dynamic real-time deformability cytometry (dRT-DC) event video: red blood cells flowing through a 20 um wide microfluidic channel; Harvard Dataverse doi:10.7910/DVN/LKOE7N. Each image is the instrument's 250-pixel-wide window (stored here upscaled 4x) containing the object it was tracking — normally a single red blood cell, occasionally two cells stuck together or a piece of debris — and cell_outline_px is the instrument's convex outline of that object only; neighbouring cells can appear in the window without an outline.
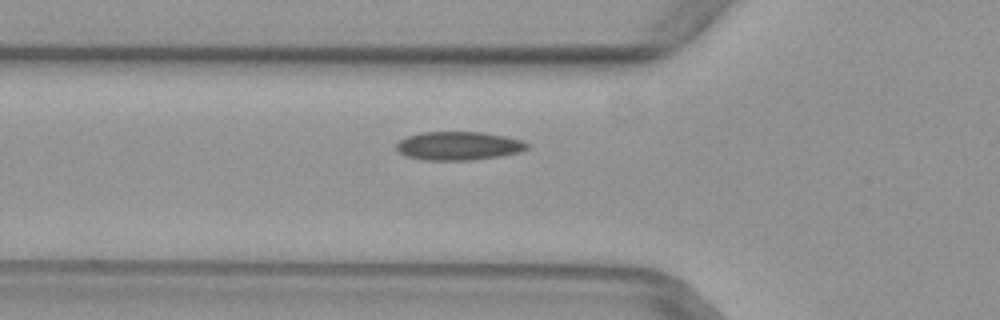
{"species": "common noctule bat (a hibernating species)", "species_latin": "Nyctalus noctula", "temperature_condition": "warm", "stored_images_in_passage": 31, "camera_frame_rate_fps": 3000, "um_per_image_px": 0.085, "animal": {"sex": "female", "body_mass_g": 29.2, "forearm_length_mm": 56.3}, "frame": {"image": 1, "passage_image": 6, "time_ms": 1.667, "image_size_px": [1000, 320], "cell_outline_px": [[528, 148], [520, 152], [500, 156], [472, 160], [428, 160], [408, 156], [400, 152], [396, 148], [396, 144], [400, 140], [408, 136], [420, 132], [484, 132], [504, 136], [520, 140], [528, 144]], "centroid_in_image_um": [38.99, 12.39], "position_along_channel_um": 86.8, "area_um2": 21.56}}
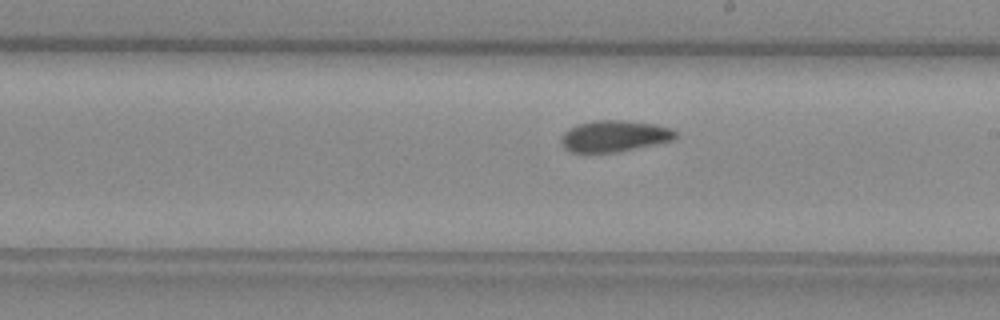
{"frame": {"image": 2, "passage_image": 17, "time_ms": 5.333, "image_size_px": [1000, 320], "cell_outline_px": [[676, 136], [672, 140], [616, 152], [572, 152], [564, 148], [560, 140], [560, 136], [568, 128], [592, 120], [620, 120], [652, 124], [672, 128], [676, 132]], "centroid_in_image_um": [52.16, 11.56], "position_along_channel_um": 236.8, "area_um2": 20.63}}
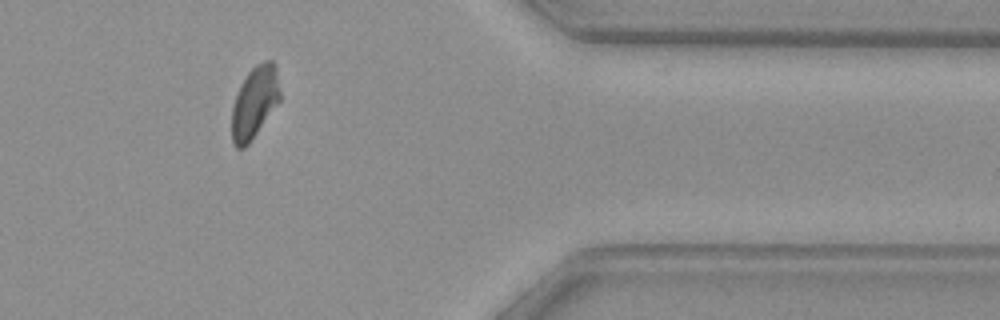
{"frame": {"image": 3, "passage_image": 30, "time_ms": 9.667, "image_size_px": [1000, 320], "cell_outline_px": [[280, 100], [248, 144], [244, 148], [236, 148], [232, 144], [232, 108], [240, 84], [248, 72], [256, 64], [264, 60], [272, 60], [276, 64], [280, 92]], "centroid_in_image_um": [21.64, 8.67], "position_along_channel_um": 389.8, "area_um2": 20.11}}